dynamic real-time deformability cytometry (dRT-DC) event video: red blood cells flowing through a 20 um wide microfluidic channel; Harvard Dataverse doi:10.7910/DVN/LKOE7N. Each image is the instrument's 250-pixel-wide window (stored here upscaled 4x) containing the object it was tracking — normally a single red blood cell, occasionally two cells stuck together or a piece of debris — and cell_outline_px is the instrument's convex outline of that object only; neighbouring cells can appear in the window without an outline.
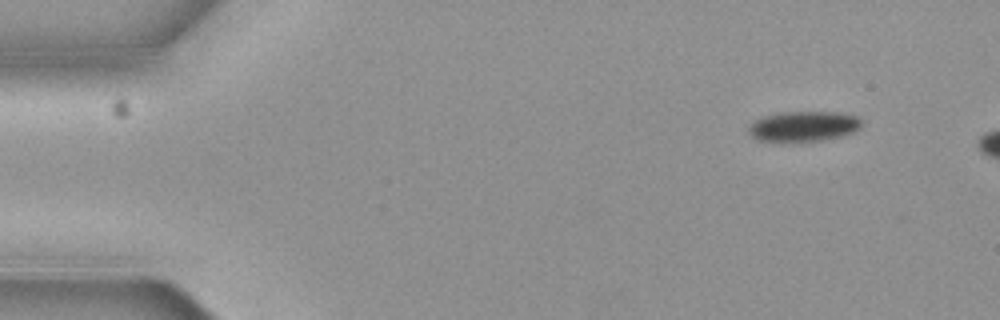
{"species": "common noctule bat (a hibernating species)", "species_latin": "Nyctalus noctula", "temperature_condition": "cold", "stored_images_in_passage": 5, "camera_frame_rate_fps": 3000, "um_per_image_px": 0.085, "animal": {"sex": "female", "body_mass_g": 19.3, "forearm_length_mm": 54.1}, "frame": {"image": 1, "passage_image": 1, "time_ms": 0.0, "image_size_px": [1000, 320], "cell_outline_px": [[860, 128], [852, 132], [840, 136], [820, 140], [760, 140], [752, 136], [748, 128], [756, 120], [764, 116], [780, 112], [836, 112], [860, 116]], "centroid_in_image_um": [68.34, 10.7], "position_along_channel_um": 16.7, "area_um2": 19.31}}